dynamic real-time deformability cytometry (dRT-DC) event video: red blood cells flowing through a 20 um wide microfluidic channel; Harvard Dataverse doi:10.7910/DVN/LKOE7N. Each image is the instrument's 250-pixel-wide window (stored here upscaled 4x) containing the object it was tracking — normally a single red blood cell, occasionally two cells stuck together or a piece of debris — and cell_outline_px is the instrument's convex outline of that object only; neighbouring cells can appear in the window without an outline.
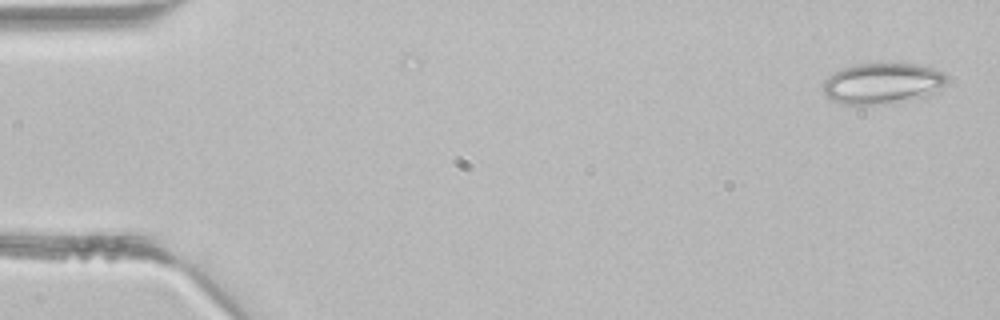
{"species": "common noctule bat (a hibernating species)", "species_latin": "Nyctalus noctula", "temperature_condition": "room temperature", "stored_images_in_passage": 3, "camera_frame_rate_fps": 3000, "um_per_image_px": 0.085, "animal": {"sex": "male", "body_mass_g": 21.5, "forearm_length_mm": 52.0}, "frame": {"image": 1, "passage_image": 1, "time_ms": 0.0, "image_size_px": [1000, 320], "cell_outline_px": [[948, 80], [940, 92], [908, 100], [884, 104], [844, 104], [832, 100], [824, 96], [824, 80], [828, 76], [844, 68], [856, 64], [924, 64], [944, 72], [948, 76]], "centroid_in_image_um": [75.08, 7.09], "position_along_channel_um": 9.9, "area_um2": 29.71}}